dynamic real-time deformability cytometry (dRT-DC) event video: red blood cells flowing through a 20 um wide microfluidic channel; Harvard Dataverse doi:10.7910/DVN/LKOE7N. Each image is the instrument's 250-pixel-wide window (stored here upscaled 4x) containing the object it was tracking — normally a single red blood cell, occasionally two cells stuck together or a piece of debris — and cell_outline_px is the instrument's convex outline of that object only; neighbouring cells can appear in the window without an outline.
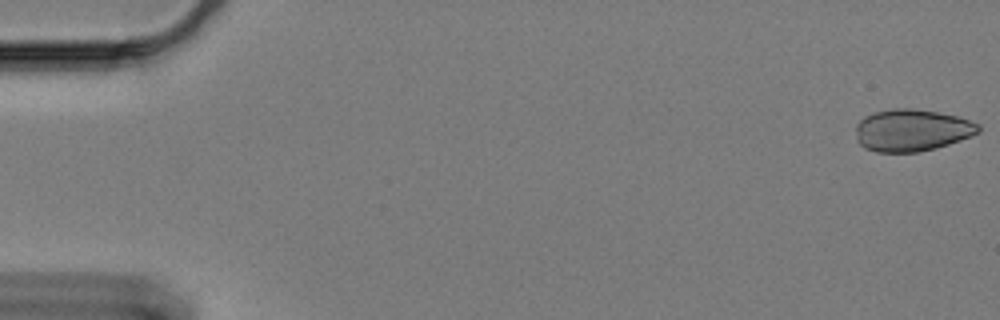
{"species": "Egyptian fruit bat (a non-hibernating species)", "species_latin": "Rousettus aegyptiacus", "temperature_condition": "cold", "stored_images_in_passage": 19, "camera_frame_rate_fps": 3000, "um_per_image_px": 0.085, "animal": {"sex": "female"}, "frame": {"image": 1, "passage_image": 1, "time_ms": 0.0, "image_size_px": [1000, 320], "cell_outline_px": [[980, 132], [972, 136], [936, 148], [916, 152], [876, 152], [864, 148], [856, 140], [856, 124], [864, 116], [876, 112], [896, 108], [912, 108], [936, 112], [956, 116], [980, 124]], "centroid_in_image_um": [77.49, 11.08], "position_along_channel_um": 7.5, "area_um2": 30.06}}
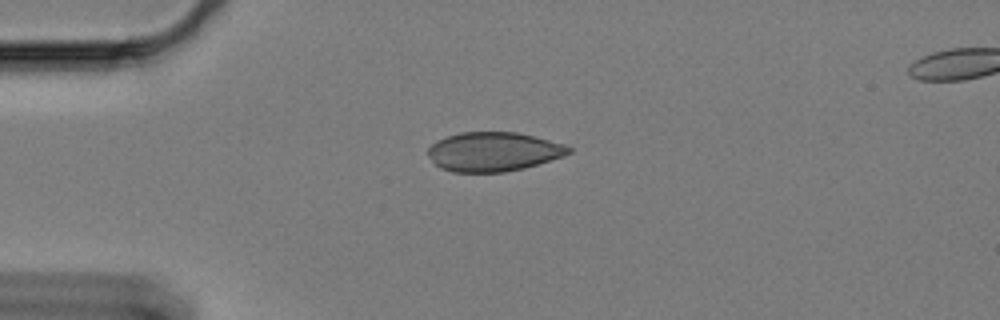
{"frame": {"image": 2, "passage_image": 15, "time_ms": 4.667, "image_size_px": [1000, 320], "cell_outline_px": [[572, 152], [564, 156], [524, 168], [504, 172], [452, 172], [440, 168], [428, 156], [428, 148], [436, 140], [460, 132], [516, 132], [564, 144], [572, 148]], "centroid_in_image_um": [41.93, 12.9], "position_along_channel_um": 43.1, "area_um2": 32.08}}